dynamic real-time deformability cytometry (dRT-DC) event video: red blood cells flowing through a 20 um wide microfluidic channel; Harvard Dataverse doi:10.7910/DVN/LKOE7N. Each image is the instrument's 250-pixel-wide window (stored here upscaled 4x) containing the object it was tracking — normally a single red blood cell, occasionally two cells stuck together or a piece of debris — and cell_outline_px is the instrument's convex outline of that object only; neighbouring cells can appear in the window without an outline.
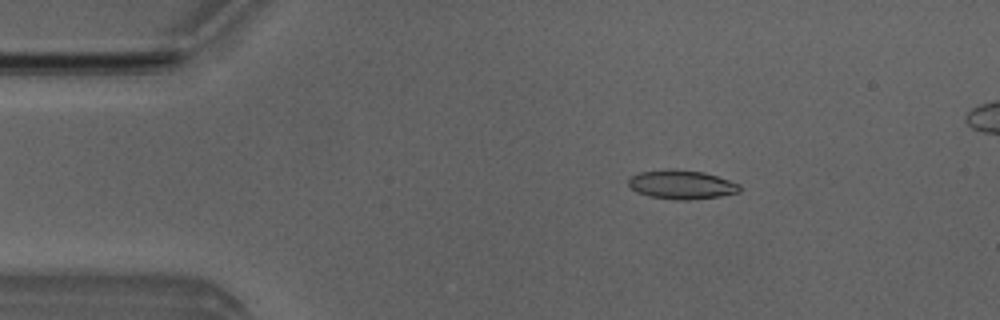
{"species": "Egyptian fruit bat (a non-hibernating species)", "species_latin": "Rousettus aegyptiacus", "temperature_condition": "room temperature", "stored_images_in_passage": 6, "camera_frame_rate_fps": 3000, "um_per_image_px": 0.085, "animal": {"sex": "male"}, "frame": {"image": 1, "passage_image": 3, "time_ms": 2.333, "image_size_px": [1000, 320], "cell_outline_px": [[740, 192], [720, 196], [688, 200], [676, 200], [648, 196], [636, 192], [628, 184], [628, 176], [640, 172], [668, 168], [672, 168], [704, 172], [740, 184]], "centroid_in_image_um": [57.89, 15.68], "position_along_channel_um": 27.1, "area_um2": 18.96}}